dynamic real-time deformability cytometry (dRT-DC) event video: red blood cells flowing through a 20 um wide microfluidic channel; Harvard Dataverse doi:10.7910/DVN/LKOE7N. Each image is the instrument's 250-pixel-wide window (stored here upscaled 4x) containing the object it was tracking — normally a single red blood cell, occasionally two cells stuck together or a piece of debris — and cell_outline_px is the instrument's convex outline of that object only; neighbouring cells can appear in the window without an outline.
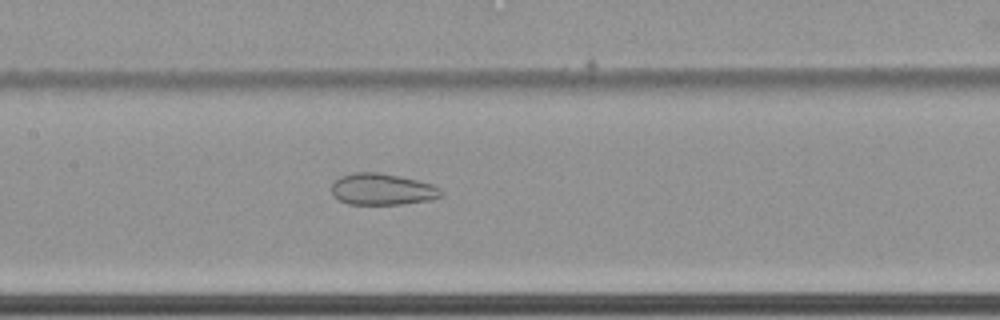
{"species": "common noctule bat (a hibernating species)", "species_latin": "Nyctalus noctula", "temperature_condition": "cold", "stored_images_in_passage": 53, "camera_frame_rate_fps": 3000, "um_per_image_px": 0.085, "animal": {"sex": "female", "body_mass_g": 22.7, "forearm_length_mm": 54.2}, "frame": {"image": 1, "passage_image": 23, "time_ms": 7.333, "image_size_px": [1000, 320], "cell_outline_px": [[444, 196], [428, 200], [400, 204], [348, 204], [332, 196], [332, 184], [340, 176], [356, 172], [380, 172], [400, 176], [432, 184], [440, 188], [444, 192]], "centroid_in_image_um": [32.5, 16.08], "position_along_channel_um": 174.9, "area_um2": 20.17}, "authors_computed_cell_mechanics": {"area_um2": 27.5128, "velocity_mm_per_s": 3.4605, "shape_relaxation_time_tau1_ms": null, "shape_relaxation_time_tau2_ms": 1.9211, "deformation_change_tau1": null, "deformation_change_tau2": 0.0881}}